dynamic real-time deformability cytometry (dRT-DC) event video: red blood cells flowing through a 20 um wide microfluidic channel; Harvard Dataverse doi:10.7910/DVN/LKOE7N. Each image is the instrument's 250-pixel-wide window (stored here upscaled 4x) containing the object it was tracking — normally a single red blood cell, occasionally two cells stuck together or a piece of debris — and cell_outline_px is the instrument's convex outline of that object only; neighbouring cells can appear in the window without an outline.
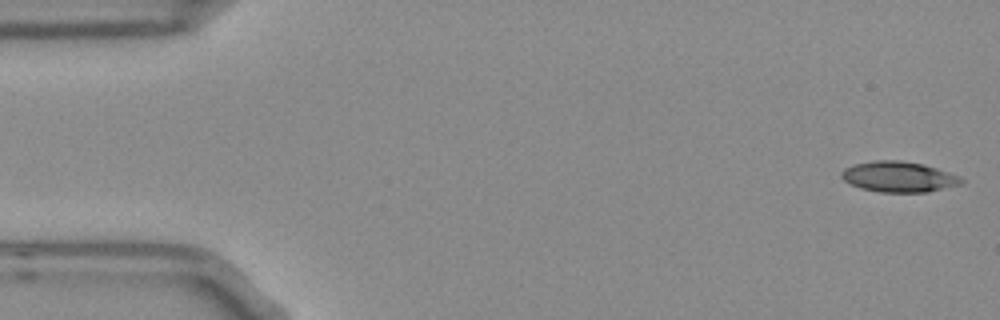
{"species": "Egyptian fruit bat (a non-hibernating species)", "species_latin": "Rousettus aegyptiacus", "temperature_condition": "room temperature", "stored_images_in_passage": 53, "camera_frame_rate_fps": 3000, "um_per_image_px": 0.085, "frame": {"image": 1, "passage_image": 1, "time_ms": 0.0, "image_size_px": [1000, 320], "cell_outline_px": [[964, 184], [928, 192], [880, 192], [860, 188], [844, 180], [840, 176], [840, 172], [844, 168], [852, 164], [876, 160], [900, 160], [924, 164], [960, 176], [964, 180]], "centroid_in_image_um": [76.4, 15.02], "position_along_channel_um": 8.6, "area_um2": 21.56}}
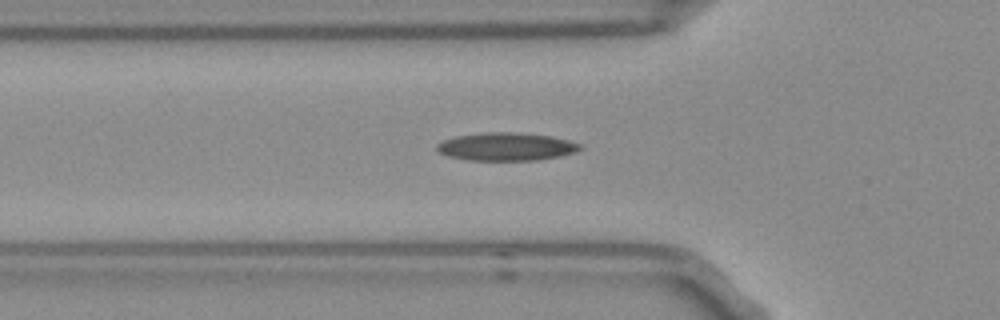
{"frame": {"image": 2, "passage_image": 17, "time_ms": 5.333, "image_size_px": [1000, 320], "cell_outline_px": [[584, 148], [576, 152], [560, 156], [536, 160], [468, 160], [448, 156], [440, 152], [436, 148], [436, 144], [444, 140], [456, 136], [484, 132], [512, 132], [552, 136], [568, 140], [580, 144]], "centroid_in_image_um": [43.05, 12.46], "position_along_channel_um": 82.8, "area_um2": 23.35}}
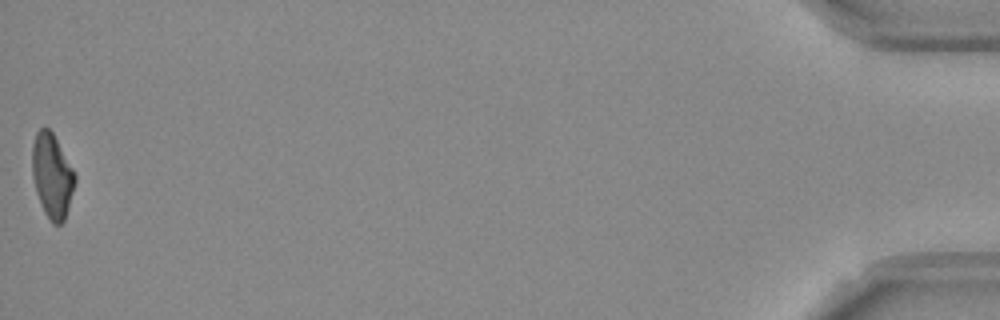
{"frame": {"image": 3, "passage_image": 53, "time_ms": 17.333, "image_size_px": [1000, 320], "cell_outline_px": [[76, 180], [68, 208], [64, 220], [60, 224], [52, 224], [44, 212], [36, 192], [32, 176], [32, 144], [36, 132], [40, 128], [48, 128], [52, 132], [72, 168], [76, 176]], "centroid_in_image_um": [4.41, 14.95], "position_along_channel_um": 430.8, "area_um2": 20.81}, "authors_computed_cell_mechanics": {"area_um2": 21.7906, "velocity_mm_per_s": 3.7594, "shape_relaxation_time_tau1_ms": null, "shape_relaxation_time_tau2_ms": 5.2478, "deformation_change_tau1": null, "deformation_change_tau2": 0.1616}}